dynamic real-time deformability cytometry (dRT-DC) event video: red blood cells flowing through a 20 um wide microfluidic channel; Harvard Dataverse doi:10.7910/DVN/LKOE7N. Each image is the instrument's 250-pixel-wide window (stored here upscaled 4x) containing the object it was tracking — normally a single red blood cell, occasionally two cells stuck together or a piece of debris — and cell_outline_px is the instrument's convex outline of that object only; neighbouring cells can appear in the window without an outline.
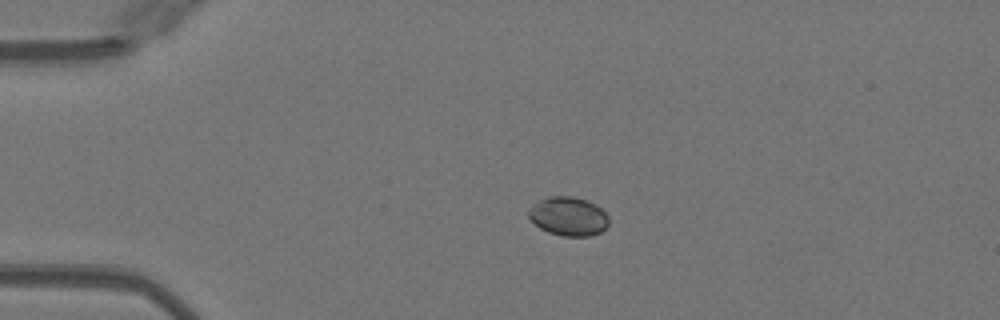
{"species": "Egyptian fruit bat (a non-hibernating species)", "species_latin": "Rousettus aegyptiacus", "temperature_condition": "warm", "stored_images_in_passage": 40, "camera_frame_rate_fps": 3000, "um_per_image_px": 0.085, "animal": {"sex": "female"}, "frame": {"image": 1, "passage_image": 1, "time_ms": 0.0, "image_size_px": [1000, 320], "cell_outline_px": [[608, 224], [600, 232], [588, 236], [564, 236], [548, 232], [540, 228], [528, 216], [528, 208], [532, 204], [548, 196], [572, 196], [588, 200], [596, 204], [608, 216]], "centroid_in_image_um": [48.3, 18.37], "position_along_channel_um": 36.7, "area_um2": 18.15}}
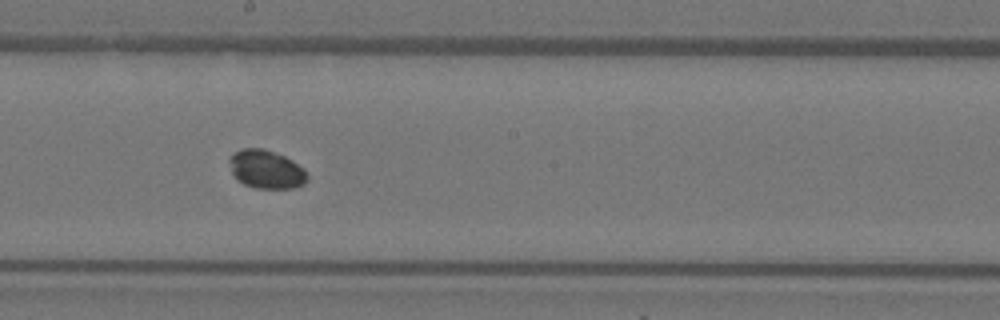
{"frame": {"image": 2, "passage_image": 18, "time_ms": 5.667, "image_size_px": [1000, 320], "cell_outline_px": [[308, 180], [304, 184], [292, 188], [256, 188], [244, 184], [236, 180], [232, 172], [228, 160], [232, 152], [244, 148], [264, 148], [284, 156], [292, 160], [304, 168], [308, 176]], "centroid_in_image_um": [22.62, 14.39], "position_along_channel_um": 225.6, "area_um2": 17.63}}
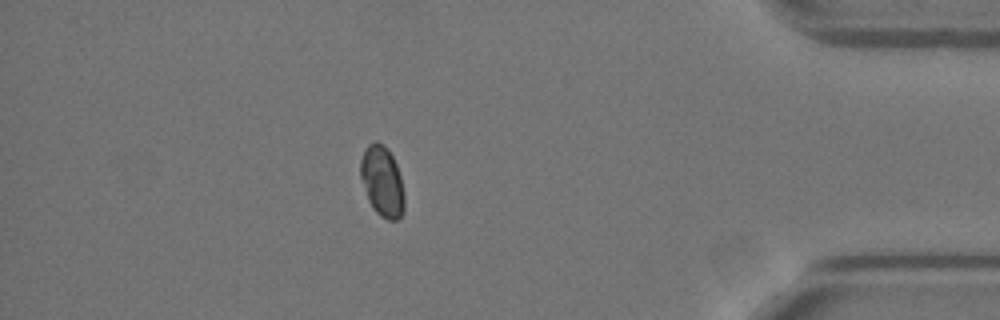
{"frame": {"image": 3, "passage_image": 34, "time_ms": 11.0, "image_size_px": [1000, 320], "cell_outline_px": [[404, 212], [396, 220], [388, 220], [380, 216], [372, 208], [368, 200], [360, 176], [360, 160], [364, 148], [368, 144], [376, 140], [384, 144], [388, 148], [396, 164], [400, 176], [404, 192]], "centroid_in_image_um": [32.47, 15.4], "position_along_channel_um": 402.7, "area_um2": 18.26}}